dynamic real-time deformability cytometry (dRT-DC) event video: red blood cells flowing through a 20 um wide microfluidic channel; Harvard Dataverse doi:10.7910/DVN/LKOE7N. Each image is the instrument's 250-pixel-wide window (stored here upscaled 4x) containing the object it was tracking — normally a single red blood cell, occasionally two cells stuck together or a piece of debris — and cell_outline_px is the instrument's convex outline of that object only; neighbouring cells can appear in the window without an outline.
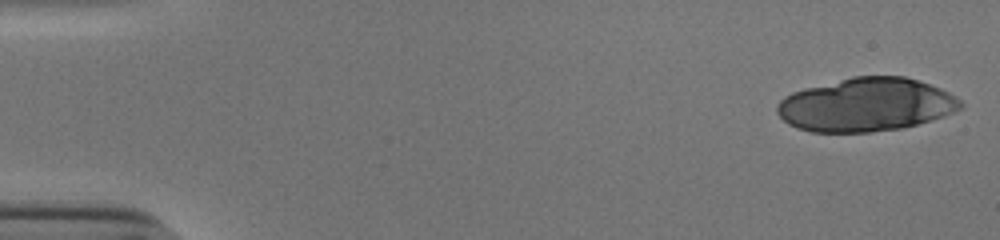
{"species": "human", "species_latin": "Homo sapiens", "temperature_condition": "cold", "stored_images_in_passage": 20, "camera_frame_rate_fps": 3000, "um_per_image_px": 0.085, "donor": {"sex": "male"}, "frame": {"image": 1, "passage_image": 1, "time_ms": 0.0, "image_size_px": [1000, 240], "cell_outline_px": [[964, 104], [960, 108], [952, 112], [916, 124], [900, 128], [872, 132], [812, 132], [796, 128], [788, 124], [776, 112], [776, 108], [780, 100], [784, 96], [792, 92], [804, 88], [852, 76], [904, 76], [940, 88], [956, 96]], "centroid_in_image_um": [73.56, 8.9], "position_along_channel_um": 11.4, "area_um2": 56.93}}